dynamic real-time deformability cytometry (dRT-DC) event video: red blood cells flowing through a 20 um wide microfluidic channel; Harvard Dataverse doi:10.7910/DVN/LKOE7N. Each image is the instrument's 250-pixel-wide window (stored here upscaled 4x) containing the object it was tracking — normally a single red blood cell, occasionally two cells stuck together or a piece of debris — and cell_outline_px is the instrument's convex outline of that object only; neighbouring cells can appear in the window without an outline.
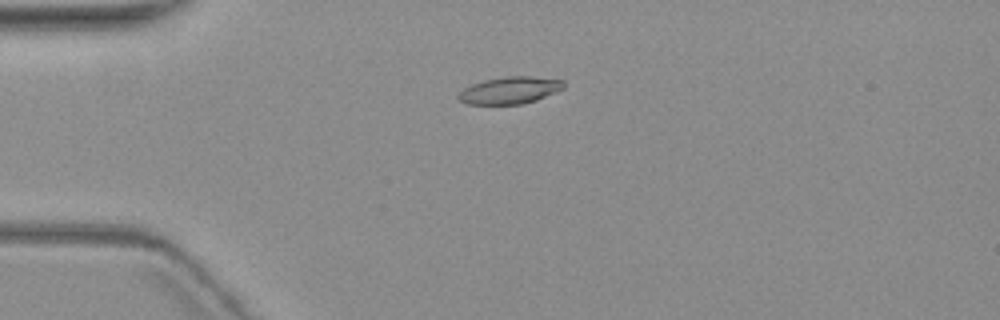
{"species": "common noctule bat (a hibernating species)", "species_latin": "Nyctalus noctula", "temperature_condition": "warm", "stored_images_in_passage": 3, "camera_frame_rate_fps": 3000, "um_per_image_px": 0.085, "animal": {"sex": "female", "body_mass_g": 19.3, "forearm_length_mm": 54.1}, "frame": {"image": 1, "passage_image": 3, "time_ms": 2.333, "image_size_px": [1000, 320], "cell_outline_px": [[564, 88], [556, 92], [536, 100], [520, 104], [468, 104], [460, 100], [456, 96], [464, 88], [472, 84], [484, 80], [504, 76], [532, 76], [564, 80]], "centroid_in_image_um": [43.35, 7.66], "position_along_channel_um": 41.7, "area_um2": 16.59}}